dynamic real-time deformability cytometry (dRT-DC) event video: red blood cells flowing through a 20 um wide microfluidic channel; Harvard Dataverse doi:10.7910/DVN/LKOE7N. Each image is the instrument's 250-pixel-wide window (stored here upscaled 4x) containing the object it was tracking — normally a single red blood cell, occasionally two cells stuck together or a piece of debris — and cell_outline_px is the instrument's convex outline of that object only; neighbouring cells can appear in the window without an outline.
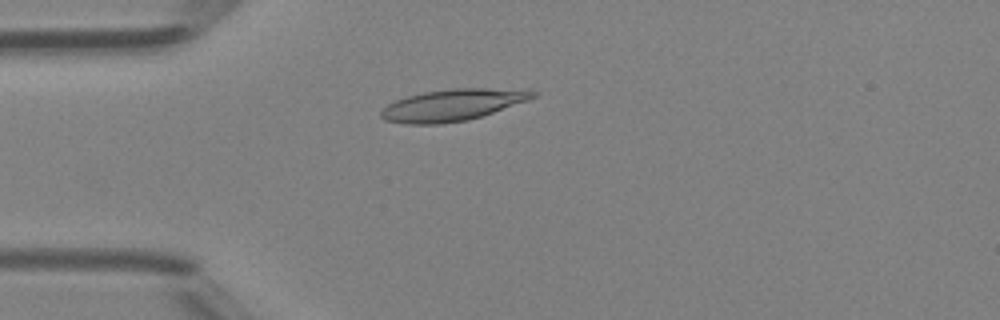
{"species": "Egyptian fruit bat (a non-hibernating species)", "species_latin": "Rousettus aegyptiacus", "temperature_condition": "room temperature", "stored_images_in_passage": 47, "camera_frame_rate_fps": 3000, "um_per_image_px": 0.085, "animal": {"sex": "female"}, "frame": {"image": 1, "passage_image": 12, "time_ms": 3.667, "image_size_px": [1000, 320], "cell_outline_px": [[540, 92], [536, 96], [528, 100], [468, 120], [440, 124], [404, 124], [384, 120], [380, 116], [380, 112], [388, 104], [396, 100], [408, 96], [424, 92], [452, 88], [528, 88]], "centroid_in_image_um": [38.52, 8.91], "position_along_channel_um": 46.5, "area_um2": 28.21}}
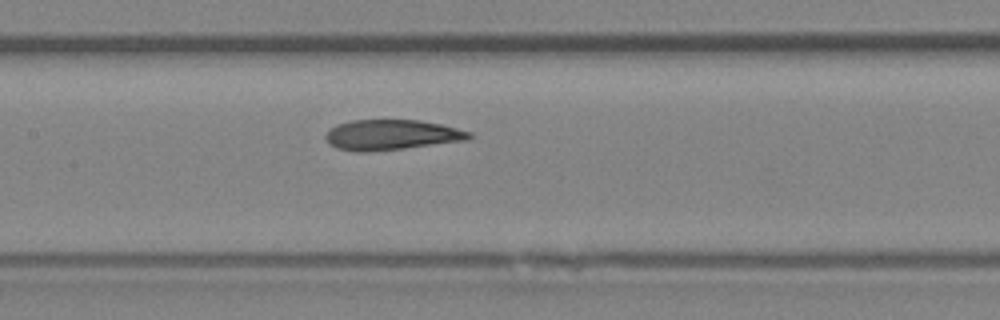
{"frame": {"image": 2, "passage_image": 22, "time_ms": 7.0, "image_size_px": [1000, 320], "cell_outline_px": [[472, 136], [468, 140], [404, 148], [368, 152], [356, 152], [336, 148], [328, 144], [324, 136], [336, 124], [352, 120], [420, 120], [440, 124], [472, 132]], "centroid_in_image_um": [33.26, 11.47], "position_along_channel_um": 174.1, "area_um2": 25.37}}
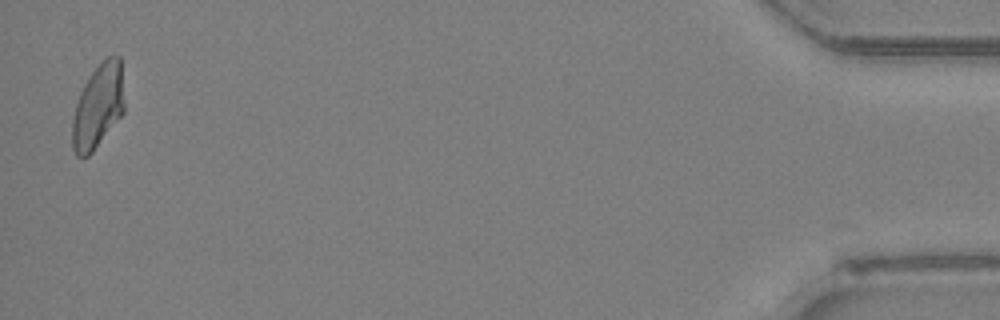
{"frame": {"image": 3, "passage_image": 46, "time_ms": 15.0, "image_size_px": [1000, 320], "cell_outline_px": [[124, 112], [92, 152], [88, 156], [76, 156], [72, 148], [72, 120], [76, 104], [80, 92], [88, 76], [108, 56], [120, 56], [124, 104]], "centroid_in_image_um": [8.32, 9.05], "position_along_channel_um": 426.9, "area_um2": 25.26}, "authors_computed_cell_mechanics": {"area_um2": 26.01, "velocity_mm_per_s": 4.3156, "shape_relaxation_time_tau1_ms": null, "shape_relaxation_time_tau2_ms": 3.3574, "deformation_change_tau1": null, "deformation_change_tau2": 0.123}}